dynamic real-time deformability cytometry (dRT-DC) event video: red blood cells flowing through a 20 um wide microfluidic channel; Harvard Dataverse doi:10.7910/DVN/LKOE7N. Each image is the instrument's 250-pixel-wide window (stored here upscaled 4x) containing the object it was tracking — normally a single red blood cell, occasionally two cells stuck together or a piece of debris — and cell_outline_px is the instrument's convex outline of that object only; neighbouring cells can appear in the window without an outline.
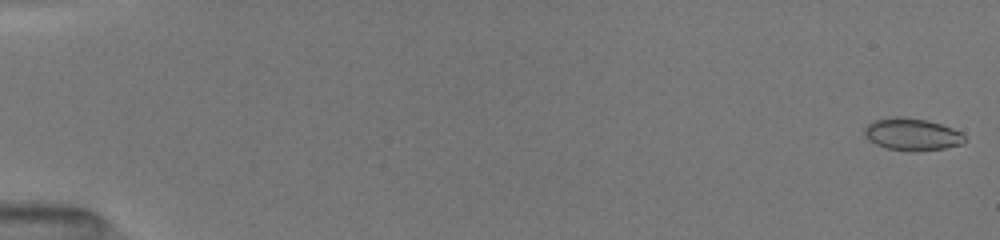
{"species": "common noctule bat (a hibernating species)", "species_latin": "Nyctalus noctula", "temperature_condition": "room temperature", "stored_images_in_passage": 45, "camera_frame_rate_fps": 3000, "um_per_image_px": 0.085, "animal": {"sex": "female", "body_mass_g": 19.5, "forearm_length_mm": 54.1}, "frame": {"image": 1, "passage_image": 1, "time_ms": 0.0, "image_size_px": [1000, 240], "cell_outline_px": [[968, 140], [964, 144], [944, 148], [888, 148], [876, 144], [868, 140], [864, 136], [864, 128], [868, 124], [876, 120], [896, 116], [900, 116], [928, 120], [952, 128], [960, 132]], "centroid_in_image_um": [77.53, 11.37], "position_along_channel_um": 7.5, "area_um2": 18.09}}
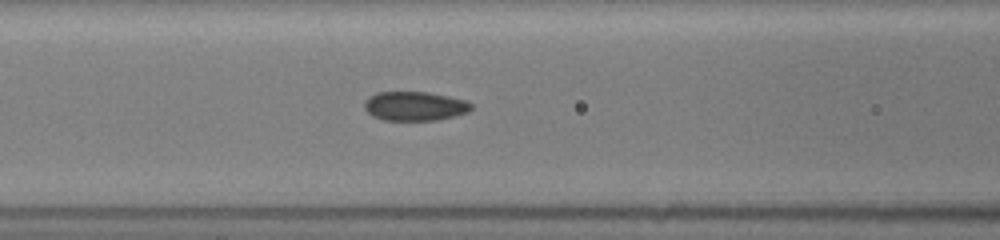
{"frame": {"image": 2, "passage_image": 23, "time_ms": 7.333, "image_size_px": [1000, 240], "cell_outline_px": [[472, 108], [468, 112], [456, 116], [436, 120], [384, 120], [372, 116], [364, 108], [364, 104], [368, 96], [376, 92], [428, 92], [468, 100], [472, 104]], "centroid_in_image_um": [35.27, 9.01], "position_along_channel_um": 131.3, "area_um2": 18.32}}
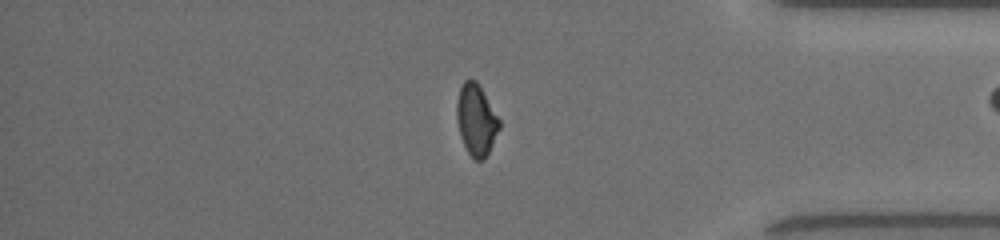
{"frame": {"image": 3, "passage_image": 44, "time_ms": 14.333, "image_size_px": [1000, 240], "cell_outline_px": [[500, 128], [484, 160], [472, 160], [460, 136], [456, 116], [456, 100], [460, 88], [464, 80], [476, 80], [500, 120]], "centroid_in_image_um": [40.46, 10.2], "position_along_channel_um": 394.7, "area_um2": 17.57}}